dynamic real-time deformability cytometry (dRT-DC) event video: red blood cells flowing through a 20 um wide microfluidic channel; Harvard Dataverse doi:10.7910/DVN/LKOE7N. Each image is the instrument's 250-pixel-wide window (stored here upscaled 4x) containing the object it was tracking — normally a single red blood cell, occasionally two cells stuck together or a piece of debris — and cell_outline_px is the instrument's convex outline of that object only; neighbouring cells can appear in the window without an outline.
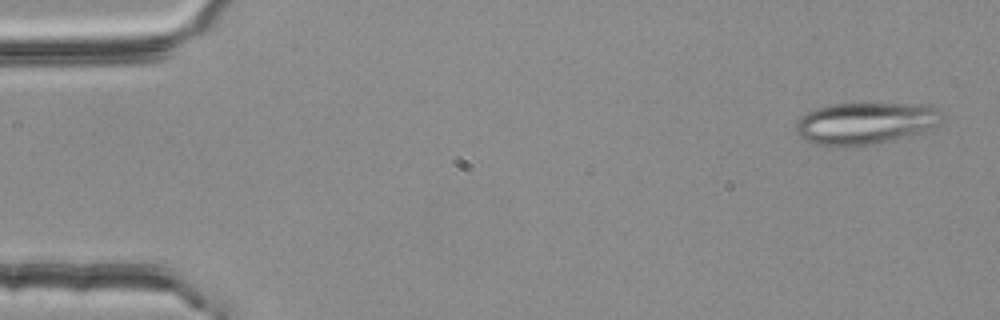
{"species": "common noctule bat (a hibernating species)", "species_latin": "Nyctalus noctula", "temperature_condition": "room temperature", "stored_images_in_passage": 5, "camera_frame_rate_fps": 3000, "um_per_image_px": 0.085, "animal": {"sex": "female", "body_mass_g": 25.1}, "frame": {"image": 1, "passage_image": 1, "time_ms": 0.0, "image_size_px": [1000, 320], "cell_outline_px": [[944, 116], [936, 124], [928, 128], [916, 132], [876, 144], [852, 148], [840, 148], [820, 144], [804, 140], [796, 132], [796, 120], [800, 116], [816, 108], [836, 104], [928, 104], [940, 108]], "centroid_in_image_um": [73.51, 10.48], "position_along_channel_um": 11.5, "area_um2": 35.66}}